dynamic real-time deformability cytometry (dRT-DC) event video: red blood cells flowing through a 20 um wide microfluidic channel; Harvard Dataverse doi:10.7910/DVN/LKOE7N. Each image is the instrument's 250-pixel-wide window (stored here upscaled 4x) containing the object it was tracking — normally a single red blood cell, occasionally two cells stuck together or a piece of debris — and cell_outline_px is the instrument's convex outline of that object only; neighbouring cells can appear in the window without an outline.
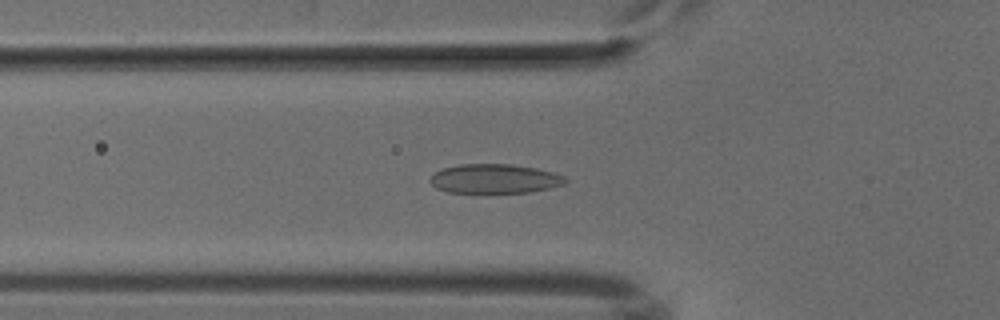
{"species": "common noctule bat (a hibernating species)", "species_latin": "Nyctalus noctula", "temperature_condition": "cold", "stored_images_in_passage": 51, "camera_frame_rate_fps": 3000, "um_per_image_px": 0.085, "animal": {"sex": "male", "body_mass_g": 18.8}, "frame": {"image": 1, "passage_image": 17, "time_ms": 5.333, "image_size_px": [1000, 320], "cell_outline_px": [[568, 180], [564, 184], [552, 188], [532, 192], [448, 192], [436, 188], [428, 180], [436, 172], [444, 168], [460, 164], [512, 164], [536, 168], [552, 172], [564, 176]], "centroid_in_image_um": [42.07, 15.19], "position_along_channel_um": 83.7, "area_um2": 23.0}}
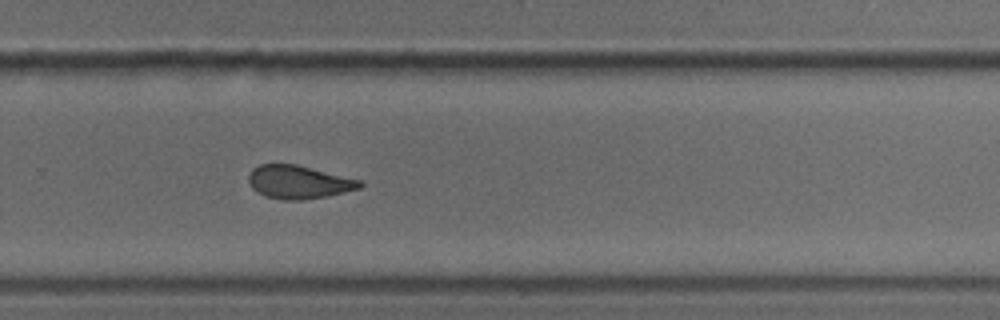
{"frame": {"image": 2, "passage_image": 34, "time_ms": 11.0, "image_size_px": [1000, 320], "cell_outline_px": [[364, 184], [360, 188], [328, 196], [300, 200], [284, 200], [264, 196], [252, 188], [248, 180], [248, 176], [252, 168], [260, 164], [296, 164], [360, 180]], "centroid_in_image_um": [25.36, 15.48], "position_along_channel_um": 304.4, "area_um2": 21.5}}
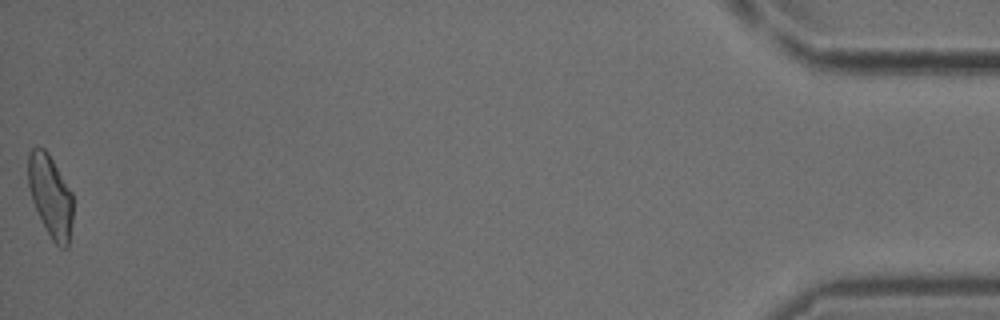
{"frame": {"image": 3, "passage_image": 51, "time_ms": 16.667, "image_size_px": [1000, 320], "cell_outline_px": [[72, 224], [68, 248], [60, 248], [52, 240], [32, 200], [28, 188], [28, 152], [32, 148], [44, 148], [48, 152], [72, 192]], "centroid_in_image_um": [4.29, 16.65], "position_along_channel_um": 430.9, "area_um2": 21.33}}